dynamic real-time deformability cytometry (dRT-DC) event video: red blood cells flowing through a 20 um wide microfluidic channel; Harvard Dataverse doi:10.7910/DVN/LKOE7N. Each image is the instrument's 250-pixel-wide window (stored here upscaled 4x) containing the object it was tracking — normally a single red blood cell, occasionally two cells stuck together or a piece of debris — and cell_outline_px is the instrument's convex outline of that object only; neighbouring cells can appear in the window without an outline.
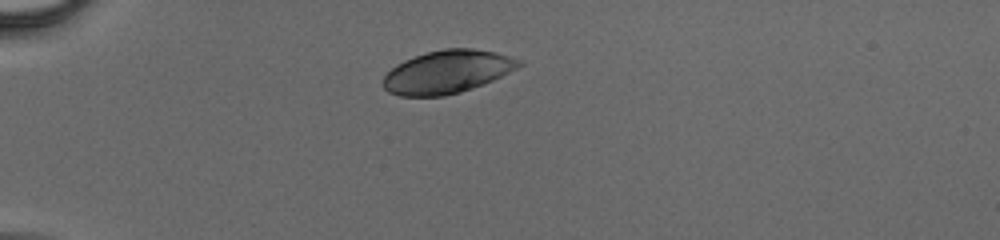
{"species": "human", "species_latin": "Homo sapiens", "temperature_condition": "cold", "stored_images_in_passage": 34, "camera_frame_rate_fps": 3000, "um_per_image_px": 0.085, "donor": {"sex": "male"}, "frame": {"image": 1, "passage_image": 1, "time_ms": 0.0, "image_size_px": [1000, 240], "cell_outline_px": [[524, 64], [484, 84], [460, 92], [444, 96], [400, 96], [388, 92], [380, 84], [384, 76], [396, 64], [404, 60], [428, 52], [444, 48], [472, 48], [496, 52], [524, 60]], "centroid_in_image_um": [38.01, 6.11], "position_along_channel_um": 47.0, "area_um2": 34.1}}
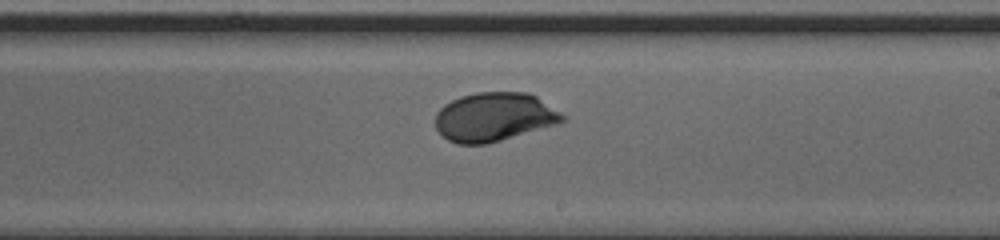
{"frame": {"image": 2, "passage_image": 17, "time_ms": 5.333, "image_size_px": [1000, 240], "cell_outline_px": [[568, 120], [556, 124], [488, 144], [456, 144], [448, 140], [436, 128], [436, 112], [444, 104], [460, 96], [476, 92], [528, 92], [536, 96], [560, 112]], "centroid_in_image_um": [41.99, 9.94], "position_along_channel_um": 247.0, "area_um2": 36.13}}
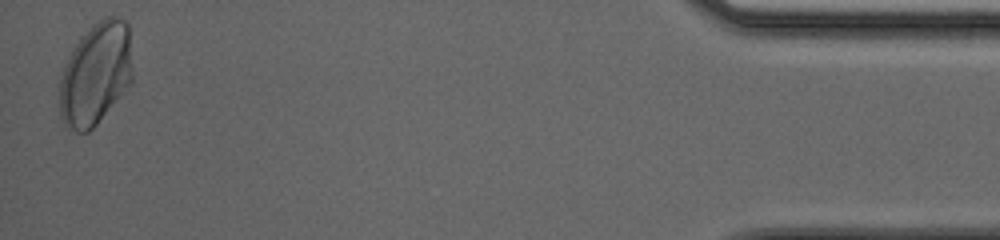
{"frame": {"image": 3, "passage_image": 34, "time_ms": 11.0, "image_size_px": [1000, 240], "cell_outline_px": [[132, 84], [96, 124], [88, 132], [68, 132], [60, 116], [60, 80], [64, 64], [72, 48], [88, 28], [92, 24], [108, 16], [116, 16], [124, 20], [128, 24], [132, 76]], "centroid_in_image_um": [8.12, 6.3], "position_along_channel_um": 427.1, "area_um2": 43.87}}